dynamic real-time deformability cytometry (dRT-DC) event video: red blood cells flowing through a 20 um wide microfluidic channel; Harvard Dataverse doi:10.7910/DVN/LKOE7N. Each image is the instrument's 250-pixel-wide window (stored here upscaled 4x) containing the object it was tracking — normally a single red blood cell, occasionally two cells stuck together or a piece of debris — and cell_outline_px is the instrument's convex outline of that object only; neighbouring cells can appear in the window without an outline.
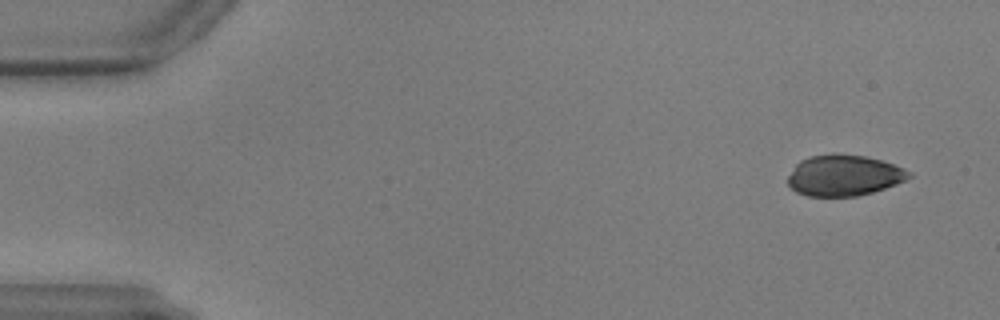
{"species": "common noctule bat (a hibernating species)", "species_latin": "Nyctalus noctula", "temperature_condition": "warm", "stored_images_in_passage": 56, "camera_frame_rate_fps": 3000, "um_per_image_px": 0.085, "animal": {"sex": "male", "body_mass_g": 17.9, "forearm_length_mm": 54.2}, "frame": {"image": 1, "passage_image": 2, "time_ms": 0.333, "image_size_px": [1000, 320], "cell_outline_px": [[912, 176], [908, 180], [872, 192], [856, 196], [808, 196], [796, 192], [788, 184], [788, 176], [796, 164], [800, 160], [808, 156], [832, 152], [836, 152], [864, 156], [880, 160], [904, 168], [912, 172]], "centroid_in_image_um": [71.73, 14.89], "position_along_channel_um": 13.3, "area_um2": 29.19}}
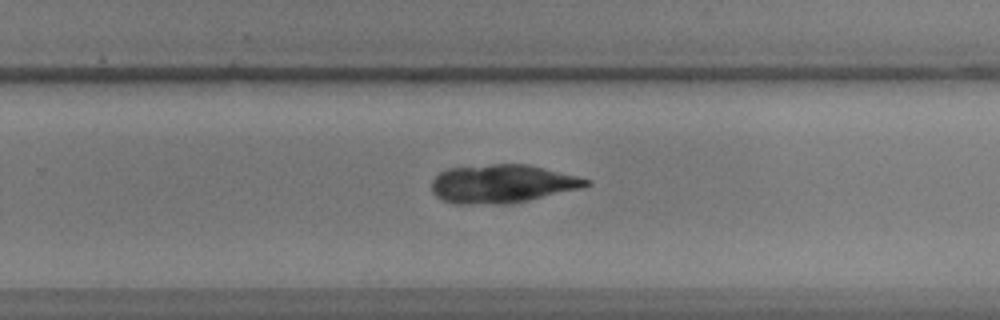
{"frame": {"image": 2, "passage_image": 36, "time_ms": 11.667, "image_size_px": [1000, 320], "cell_outline_px": [[592, 184], [580, 188], [512, 204], [456, 204], [444, 200], [436, 196], [432, 192], [432, 180], [440, 172], [448, 168], [492, 164], [528, 164], [592, 180]], "centroid_in_image_um": [42.67, 15.62], "position_along_channel_um": 287.1, "area_um2": 34.56}}
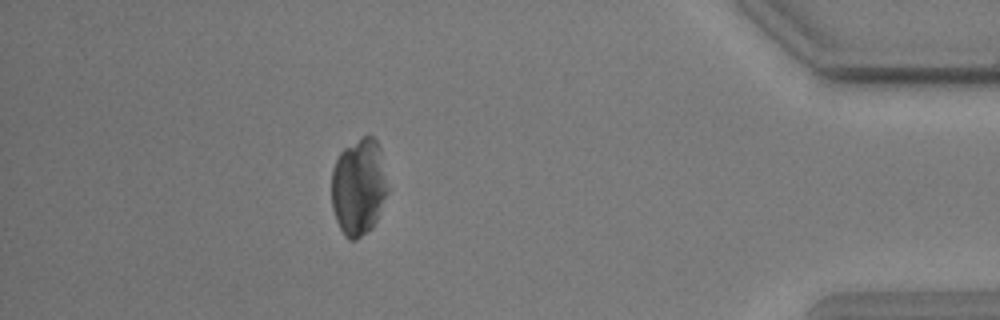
{"frame": {"image": 3, "passage_image": 50, "time_ms": 16.333, "image_size_px": [1000, 320], "cell_outline_px": [[388, 192], [376, 220], [372, 228], [368, 232], [356, 240], [348, 240], [344, 236], [336, 220], [332, 208], [332, 168], [340, 152], [344, 148], [364, 136], [376, 136], [380, 148], [388, 188]], "centroid_in_image_um": [30.49, 15.9], "position_along_channel_um": 404.7, "area_um2": 31.85}}